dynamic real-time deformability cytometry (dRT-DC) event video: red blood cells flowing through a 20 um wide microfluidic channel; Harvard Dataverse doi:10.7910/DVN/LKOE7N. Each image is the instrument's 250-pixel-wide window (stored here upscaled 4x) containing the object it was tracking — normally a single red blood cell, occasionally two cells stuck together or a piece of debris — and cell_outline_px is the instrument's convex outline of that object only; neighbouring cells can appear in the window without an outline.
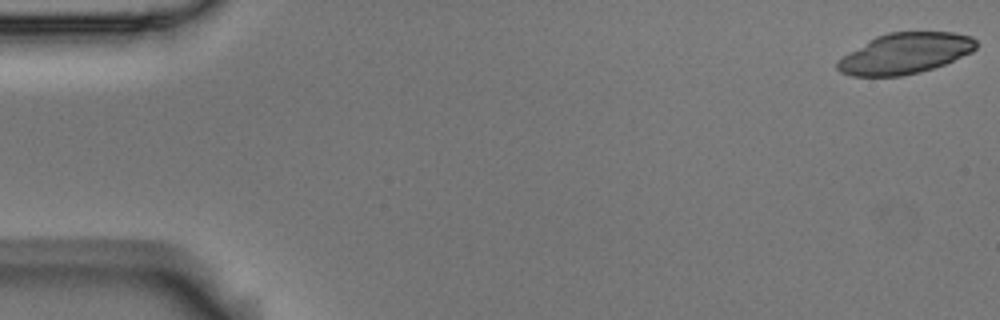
{"species": "Egyptian fruit bat (a non-hibernating species)", "species_latin": "Rousettus aegyptiacus", "temperature_condition": "room temperature", "stored_images_in_passage": 4, "camera_frame_rate_fps": 3000, "um_per_image_px": 0.085, "animal": {"sex": "male"}, "frame": {"image": 1, "passage_image": 1, "time_ms": 0.0, "image_size_px": [1000, 320], "cell_outline_px": [[976, 48], [972, 52], [944, 64], [920, 72], [900, 76], [852, 76], [840, 72], [836, 68], [836, 60], [876, 36], [888, 32], [956, 32], [972, 36], [976, 40]], "centroid_in_image_um": [76.93, 4.54], "position_along_channel_um": 8.1, "area_um2": 32.89}}